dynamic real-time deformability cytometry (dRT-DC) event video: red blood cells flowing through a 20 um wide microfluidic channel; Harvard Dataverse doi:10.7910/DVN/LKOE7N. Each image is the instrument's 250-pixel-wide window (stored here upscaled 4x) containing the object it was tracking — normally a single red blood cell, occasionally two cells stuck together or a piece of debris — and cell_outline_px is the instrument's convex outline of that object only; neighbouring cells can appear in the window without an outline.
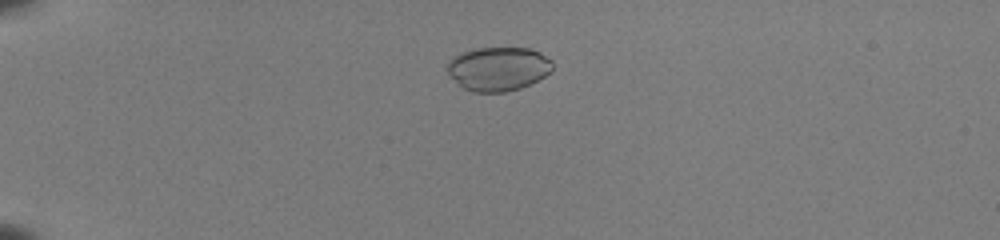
{"species": "common noctule bat (a hibernating species)", "species_latin": "Nyctalus noctula", "temperature_condition": "room temperature", "stored_images_in_passage": 50, "camera_frame_rate_fps": 3000, "um_per_image_px": 0.085, "animal": {"sex": "female", "body_mass_g": 22.0, "forearm_length_mm": 56.7}, "frame": {"image": 1, "passage_image": 12, "time_ms": 3.667, "image_size_px": [1000, 240], "cell_outline_px": [[552, 68], [544, 76], [520, 88], [504, 92], [472, 92], [464, 88], [448, 72], [448, 60], [452, 56], [460, 52], [476, 48], [528, 48], [540, 52], [552, 60]], "centroid_in_image_um": [42.33, 5.83], "position_along_channel_um": 42.7, "area_um2": 26.7}}
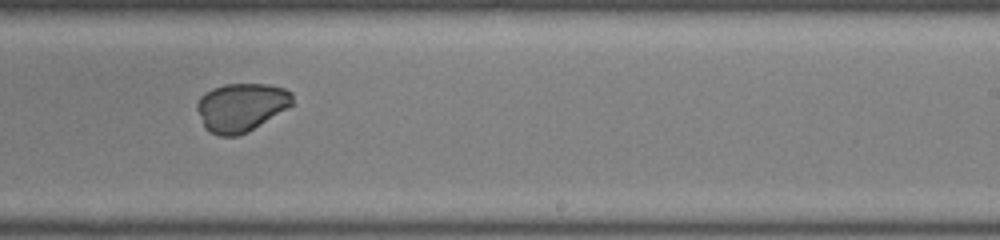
{"frame": {"image": 2, "passage_image": 33, "time_ms": 10.667, "image_size_px": [1000, 240], "cell_outline_px": [[292, 104], [288, 108], [248, 132], [236, 136], [220, 136], [204, 128], [196, 108], [196, 104], [200, 96], [204, 92], [212, 88], [224, 84], [268, 84], [284, 88], [292, 92]], "centroid_in_image_um": [20.48, 9.11], "position_along_channel_um": 268.5, "area_um2": 27.05}}
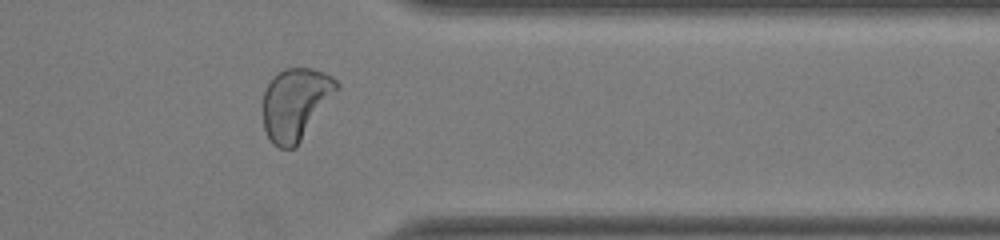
{"frame": {"image": 3, "passage_image": 42, "time_ms": 13.667, "image_size_px": [1000, 240], "cell_outline_px": [[340, 88], [296, 148], [280, 148], [272, 144], [264, 128], [264, 92], [268, 84], [284, 68], [308, 68], [324, 72], [332, 76], [340, 84]], "centroid_in_image_um": [25.16, 8.84], "position_along_channel_um": 386.2, "area_um2": 30.81}, "authors_computed_cell_mechanics": {"area_um2": 28.322, "velocity_mm_per_s": 3.9999, "shape_relaxation_time_tau1_ms": 3.328, "shape_relaxation_time_tau2_ms": null, "deformation_change_tau1": 0.1703, "deformation_change_tau2": null}}